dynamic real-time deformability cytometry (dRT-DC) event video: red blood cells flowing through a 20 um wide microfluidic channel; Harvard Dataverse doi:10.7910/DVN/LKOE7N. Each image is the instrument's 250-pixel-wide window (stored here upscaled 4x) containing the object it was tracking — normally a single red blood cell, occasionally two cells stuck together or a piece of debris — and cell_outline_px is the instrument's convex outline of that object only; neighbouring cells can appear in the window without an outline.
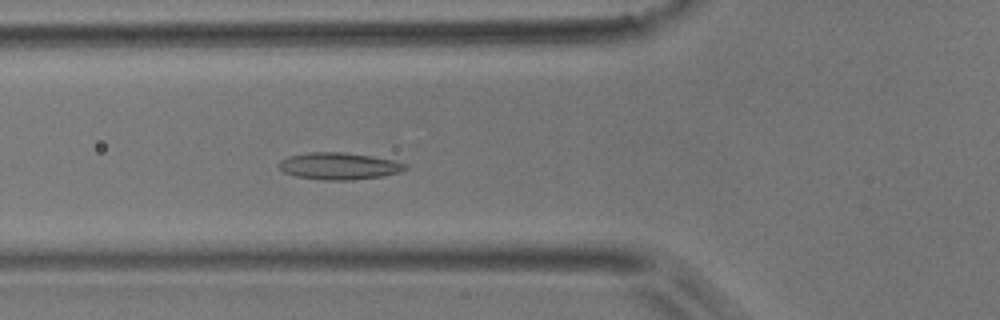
{"species": "common noctule bat (a hibernating species)", "species_latin": "Nyctalus noctula", "temperature_condition": "room temperature", "stored_images_in_passage": 51, "camera_frame_rate_fps": 3000, "um_per_image_px": 0.085, "animal": {"sex": "male", "body_mass_g": 17.9}, "frame": {"image": 1, "passage_image": 18, "time_ms": 5.667, "image_size_px": [1000, 320], "cell_outline_px": [[408, 168], [400, 172], [380, 176], [352, 180], [324, 180], [296, 176], [284, 172], [276, 164], [280, 160], [288, 156], [308, 152], [344, 152], [372, 156], [392, 160], [408, 164]], "centroid_in_image_um": [28.8, 14.11], "position_along_channel_um": 97.0, "area_um2": 19.88}}
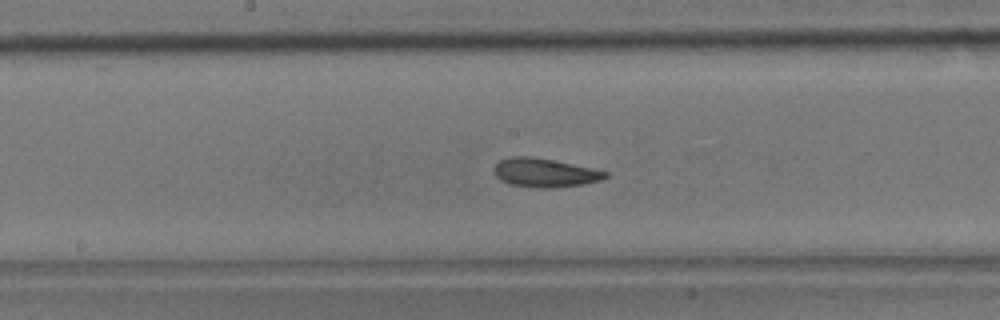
{"frame": {"image": 2, "passage_image": 26, "time_ms": 8.333, "image_size_px": [1000, 320], "cell_outline_px": [[608, 176], [604, 180], [584, 184], [552, 188], [540, 188], [508, 184], [500, 180], [492, 172], [492, 168], [500, 160], [512, 156], [532, 156], [552, 160], [608, 172]], "centroid_in_image_um": [46.26, 14.69], "position_along_channel_um": 201.9, "area_um2": 18.73}}
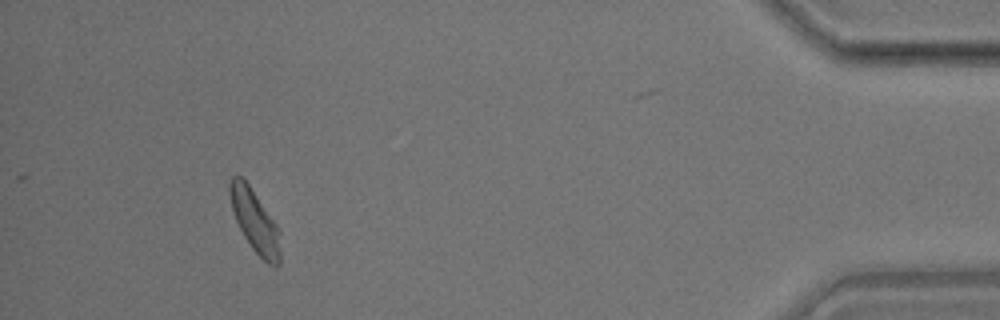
{"frame": {"image": 3, "passage_image": 47, "time_ms": 15.333, "image_size_px": [1000, 320], "cell_outline_px": [[280, 264], [276, 268], [268, 264], [252, 248], [244, 236], [236, 220], [232, 208], [228, 192], [228, 184], [232, 176], [240, 176], [248, 184], [276, 224], [280, 232]], "centroid_in_image_um": [21.67, 18.82], "position_along_channel_um": 413.5, "area_um2": 18.15}, "authors_computed_cell_mechanics": {"area_um2": 18.6694, "velocity_mm_per_s": 3.9188, "shape_relaxation_time_tau1_ms": 7.5121, "shape_relaxation_time_tau2_ms": 3.2146, "deformation_change_tau1": 0.1277, "deformation_change_tau2": 0.0967}}